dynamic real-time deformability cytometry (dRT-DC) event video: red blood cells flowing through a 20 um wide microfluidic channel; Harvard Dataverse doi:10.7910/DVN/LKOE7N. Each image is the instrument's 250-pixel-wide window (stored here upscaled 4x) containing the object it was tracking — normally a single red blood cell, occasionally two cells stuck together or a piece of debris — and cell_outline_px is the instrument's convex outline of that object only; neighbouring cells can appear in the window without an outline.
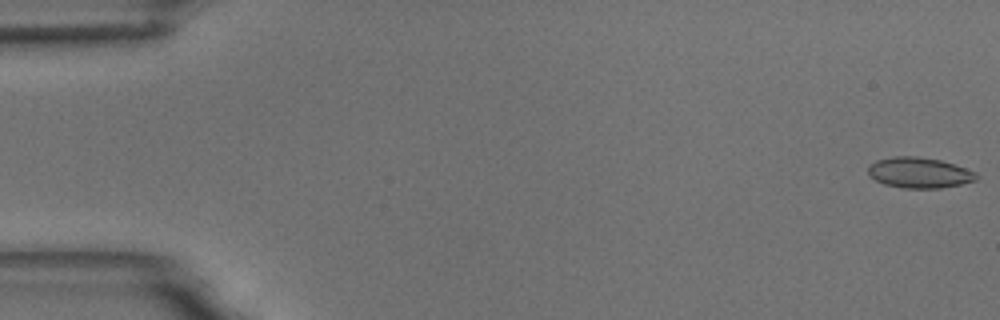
{"species": "common noctule bat (a hibernating species)", "species_latin": "Nyctalus noctula", "temperature_condition": "room temperature", "stored_images_in_passage": 8, "camera_frame_rate_fps": 3000, "um_per_image_px": 0.085, "animal": {"sex": "male", "body_mass_g": 18.8}, "frame": {"image": 1, "passage_image": 1, "time_ms": 0.0, "image_size_px": [1000, 320], "cell_outline_px": [[980, 176], [976, 180], [960, 184], [940, 188], [904, 188], [884, 184], [868, 176], [868, 164], [876, 160], [892, 156], [916, 156], [940, 160], [976, 172]], "centroid_in_image_um": [78.1, 14.67], "position_along_channel_um": 6.9, "area_um2": 19.36}}